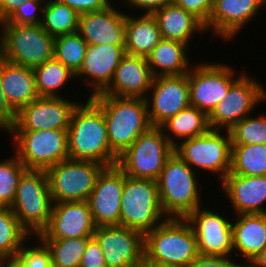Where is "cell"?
Returning a JSON list of instances; mask_svg holds the SVG:
<instances>
[{"instance_id": "cell-1", "label": "cell", "mask_w": 266, "mask_h": 267, "mask_svg": "<svg viewBox=\"0 0 266 267\" xmlns=\"http://www.w3.org/2000/svg\"><path fill=\"white\" fill-rule=\"evenodd\" d=\"M74 108L67 129L70 159L114 166L118 156L111 150L102 109L91 99Z\"/></svg>"}, {"instance_id": "cell-2", "label": "cell", "mask_w": 266, "mask_h": 267, "mask_svg": "<svg viewBox=\"0 0 266 267\" xmlns=\"http://www.w3.org/2000/svg\"><path fill=\"white\" fill-rule=\"evenodd\" d=\"M91 99L102 109L111 150L119 157L152 125L145 98L98 94Z\"/></svg>"}, {"instance_id": "cell-3", "label": "cell", "mask_w": 266, "mask_h": 267, "mask_svg": "<svg viewBox=\"0 0 266 267\" xmlns=\"http://www.w3.org/2000/svg\"><path fill=\"white\" fill-rule=\"evenodd\" d=\"M198 173L175 152L167 158L156 182L160 204L168 218H185L202 206Z\"/></svg>"}, {"instance_id": "cell-4", "label": "cell", "mask_w": 266, "mask_h": 267, "mask_svg": "<svg viewBox=\"0 0 266 267\" xmlns=\"http://www.w3.org/2000/svg\"><path fill=\"white\" fill-rule=\"evenodd\" d=\"M199 255L194 231L185 218H168L144 235L148 260L187 267Z\"/></svg>"}, {"instance_id": "cell-5", "label": "cell", "mask_w": 266, "mask_h": 267, "mask_svg": "<svg viewBox=\"0 0 266 267\" xmlns=\"http://www.w3.org/2000/svg\"><path fill=\"white\" fill-rule=\"evenodd\" d=\"M53 203L47 172L27 169L19 179L10 208L21 226L36 237L47 227Z\"/></svg>"}, {"instance_id": "cell-6", "label": "cell", "mask_w": 266, "mask_h": 267, "mask_svg": "<svg viewBox=\"0 0 266 267\" xmlns=\"http://www.w3.org/2000/svg\"><path fill=\"white\" fill-rule=\"evenodd\" d=\"M0 57L34 68L54 58V37L41 24L0 23Z\"/></svg>"}, {"instance_id": "cell-7", "label": "cell", "mask_w": 266, "mask_h": 267, "mask_svg": "<svg viewBox=\"0 0 266 267\" xmlns=\"http://www.w3.org/2000/svg\"><path fill=\"white\" fill-rule=\"evenodd\" d=\"M167 219L160 204L157 182L125 175L119 225L145 235Z\"/></svg>"}, {"instance_id": "cell-8", "label": "cell", "mask_w": 266, "mask_h": 267, "mask_svg": "<svg viewBox=\"0 0 266 267\" xmlns=\"http://www.w3.org/2000/svg\"><path fill=\"white\" fill-rule=\"evenodd\" d=\"M174 152L194 171L217 174L222 181L231 170L232 143L229 130L210 129L205 134L181 141Z\"/></svg>"}, {"instance_id": "cell-9", "label": "cell", "mask_w": 266, "mask_h": 267, "mask_svg": "<svg viewBox=\"0 0 266 267\" xmlns=\"http://www.w3.org/2000/svg\"><path fill=\"white\" fill-rule=\"evenodd\" d=\"M173 152L162 128L151 126L118 157L116 165L129 177L156 181Z\"/></svg>"}, {"instance_id": "cell-10", "label": "cell", "mask_w": 266, "mask_h": 267, "mask_svg": "<svg viewBox=\"0 0 266 267\" xmlns=\"http://www.w3.org/2000/svg\"><path fill=\"white\" fill-rule=\"evenodd\" d=\"M14 153L28 170L47 171L69 158L67 130L7 131Z\"/></svg>"}, {"instance_id": "cell-11", "label": "cell", "mask_w": 266, "mask_h": 267, "mask_svg": "<svg viewBox=\"0 0 266 267\" xmlns=\"http://www.w3.org/2000/svg\"><path fill=\"white\" fill-rule=\"evenodd\" d=\"M105 167L93 161L68 158L49 168L46 172L53 202L87 201Z\"/></svg>"}, {"instance_id": "cell-12", "label": "cell", "mask_w": 266, "mask_h": 267, "mask_svg": "<svg viewBox=\"0 0 266 267\" xmlns=\"http://www.w3.org/2000/svg\"><path fill=\"white\" fill-rule=\"evenodd\" d=\"M226 96L208 115L211 129L230 130L236 123L253 114L254 108L266 101V90L250 74L239 73ZM224 127V128H223Z\"/></svg>"}, {"instance_id": "cell-13", "label": "cell", "mask_w": 266, "mask_h": 267, "mask_svg": "<svg viewBox=\"0 0 266 267\" xmlns=\"http://www.w3.org/2000/svg\"><path fill=\"white\" fill-rule=\"evenodd\" d=\"M226 63L202 62L192 65L188 72L189 102L209 115L239 78ZM236 76V78H235Z\"/></svg>"}, {"instance_id": "cell-14", "label": "cell", "mask_w": 266, "mask_h": 267, "mask_svg": "<svg viewBox=\"0 0 266 267\" xmlns=\"http://www.w3.org/2000/svg\"><path fill=\"white\" fill-rule=\"evenodd\" d=\"M78 103L64 97H38L16 112L8 131L67 130Z\"/></svg>"}, {"instance_id": "cell-15", "label": "cell", "mask_w": 266, "mask_h": 267, "mask_svg": "<svg viewBox=\"0 0 266 267\" xmlns=\"http://www.w3.org/2000/svg\"><path fill=\"white\" fill-rule=\"evenodd\" d=\"M206 208L202 205L185 217L196 236L198 252L203 255L232 256V221L220 212Z\"/></svg>"}, {"instance_id": "cell-16", "label": "cell", "mask_w": 266, "mask_h": 267, "mask_svg": "<svg viewBox=\"0 0 266 267\" xmlns=\"http://www.w3.org/2000/svg\"><path fill=\"white\" fill-rule=\"evenodd\" d=\"M145 100L151 125L160 127L190 105L188 73L154 77Z\"/></svg>"}, {"instance_id": "cell-17", "label": "cell", "mask_w": 266, "mask_h": 267, "mask_svg": "<svg viewBox=\"0 0 266 267\" xmlns=\"http://www.w3.org/2000/svg\"><path fill=\"white\" fill-rule=\"evenodd\" d=\"M93 237L99 243L107 267H135L144 257V235L121 225L98 226Z\"/></svg>"}, {"instance_id": "cell-18", "label": "cell", "mask_w": 266, "mask_h": 267, "mask_svg": "<svg viewBox=\"0 0 266 267\" xmlns=\"http://www.w3.org/2000/svg\"><path fill=\"white\" fill-rule=\"evenodd\" d=\"M125 173L117 166L105 167L98 175L87 202L96 227L119 225Z\"/></svg>"}, {"instance_id": "cell-19", "label": "cell", "mask_w": 266, "mask_h": 267, "mask_svg": "<svg viewBox=\"0 0 266 267\" xmlns=\"http://www.w3.org/2000/svg\"><path fill=\"white\" fill-rule=\"evenodd\" d=\"M125 44L87 45L81 67L75 73V79L82 78L90 86V95L103 93L113 80L116 68L125 55Z\"/></svg>"}, {"instance_id": "cell-20", "label": "cell", "mask_w": 266, "mask_h": 267, "mask_svg": "<svg viewBox=\"0 0 266 267\" xmlns=\"http://www.w3.org/2000/svg\"><path fill=\"white\" fill-rule=\"evenodd\" d=\"M95 224L87 201L53 203L47 227L36 239H67L93 236Z\"/></svg>"}, {"instance_id": "cell-21", "label": "cell", "mask_w": 266, "mask_h": 267, "mask_svg": "<svg viewBox=\"0 0 266 267\" xmlns=\"http://www.w3.org/2000/svg\"><path fill=\"white\" fill-rule=\"evenodd\" d=\"M262 7V0H219L213 5L205 30H213V36L221 40L232 41Z\"/></svg>"}, {"instance_id": "cell-22", "label": "cell", "mask_w": 266, "mask_h": 267, "mask_svg": "<svg viewBox=\"0 0 266 267\" xmlns=\"http://www.w3.org/2000/svg\"><path fill=\"white\" fill-rule=\"evenodd\" d=\"M115 7L79 14L77 33L87 44H125V12Z\"/></svg>"}, {"instance_id": "cell-23", "label": "cell", "mask_w": 266, "mask_h": 267, "mask_svg": "<svg viewBox=\"0 0 266 267\" xmlns=\"http://www.w3.org/2000/svg\"><path fill=\"white\" fill-rule=\"evenodd\" d=\"M220 183L236 215L266 214V175L245 176L229 172Z\"/></svg>"}, {"instance_id": "cell-24", "label": "cell", "mask_w": 266, "mask_h": 267, "mask_svg": "<svg viewBox=\"0 0 266 267\" xmlns=\"http://www.w3.org/2000/svg\"><path fill=\"white\" fill-rule=\"evenodd\" d=\"M146 57L125 54L103 95L145 98L153 81Z\"/></svg>"}, {"instance_id": "cell-25", "label": "cell", "mask_w": 266, "mask_h": 267, "mask_svg": "<svg viewBox=\"0 0 266 267\" xmlns=\"http://www.w3.org/2000/svg\"><path fill=\"white\" fill-rule=\"evenodd\" d=\"M234 218L233 256L244 258L243 266H247L266 247V214H239Z\"/></svg>"}, {"instance_id": "cell-26", "label": "cell", "mask_w": 266, "mask_h": 267, "mask_svg": "<svg viewBox=\"0 0 266 267\" xmlns=\"http://www.w3.org/2000/svg\"><path fill=\"white\" fill-rule=\"evenodd\" d=\"M0 83L8 104L17 112L39 97L33 68L0 57Z\"/></svg>"}, {"instance_id": "cell-27", "label": "cell", "mask_w": 266, "mask_h": 267, "mask_svg": "<svg viewBox=\"0 0 266 267\" xmlns=\"http://www.w3.org/2000/svg\"><path fill=\"white\" fill-rule=\"evenodd\" d=\"M128 13H125V54L147 57L162 39L156 18Z\"/></svg>"}, {"instance_id": "cell-28", "label": "cell", "mask_w": 266, "mask_h": 267, "mask_svg": "<svg viewBox=\"0 0 266 267\" xmlns=\"http://www.w3.org/2000/svg\"><path fill=\"white\" fill-rule=\"evenodd\" d=\"M153 16L158 23L163 39L177 40L190 44L195 33H205L204 24L193 14L174 3L156 11Z\"/></svg>"}, {"instance_id": "cell-29", "label": "cell", "mask_w": 266, "mask_h": 267, "mask_svg": "<svg viewBox=\"0 0 266 267\" xmlns=\"http://www.w3.org/2000/svg\"><path fill=\"white\" fill-rule=\"evenodd\" d=\"M188 45L170 39H161L146 57L153 77L186 74L192 68Z\"/></svg>"}, {"instance_id": "cell-30", "label": "cell", "mask_w": 266, "mask_h": 267, "mask_svg": "<svg viewBox=\"0 0 266 267\" xmlns=\"http://www.w3.org/2000/svg\"><path fill=\"white\" fill-rule=\"evenodd\" d=\"M160 127L173 147L183 140L205 134L211 129L208 115L191 105L169 118Z\"/></svg>"}, {"instance_id": "cell-31", "label": "cell", "mask_w": 266, "mask_h": 267, "mask_svg": "<svg viewBox=\"0 0 266 267\" xmlns=\"http://www.w3.org/2000/svg\"><path fill=\"white\" fill-rule=\"evenodd\" d=\"M35 74L36 90L39 97H63V89L71 80L75 81V73L63 63L52 58L33 68Z\"/></svg>"}, {"instance_id": "cell-32", "label": "cell", "mask_w": 266, "mask_h": 267, "mask_svg": "<svg viewBox=\"0 0 266 267\" xmlns=\"http://www.w3.org/2000/svg\"><path fill=\"white\" fill-rule=\"evenodd\" d=\"M78 18L79 13L68 5L58 0H46L41 25L49 35L55 38L77 32Z\"/></svg>"}, {"instance_id": "cell-33", "label": "cell", "mask_w": 266, "mask_h": 267, "mask_svg": "<svg viewBox=\"0 0 266 267\" xmlns=\"http://www.w3.org/2000/svg\"><path fill=\"white\" fill-rule=\"evenodd\" d=\"M31 235L21 226L11 208L0 207V259L16 258Z\"/></svg>"}, {"instance_id": "cell-34", "label": "cell", "mask_w": 266, "mask_h": 267, "mask_svg": "<svg viewBox=\"0 0 266 267\" xmlns=\"http://www.w3.org/2000/svg\"><path fill=\"white\" fill-rule=\"evenodd\" d=\"M92 237L38 240L49 250L52 267H80L83 253Z\"/></svg>"}, {"instance_id": "cell-35", "label": "cell", "mask_w": 266, "mask_h": 267, "mask_svg": "<svg viewBox=\"0 0 266 267\" xmlns=\"http://www.w3.org/2000/svg\"><path fill=\"white\" fill-rule=\"evenodd\" d=\"M230 172L245 176L266 175V144L232 145Z\"/></svg>"}, {"instance_id": "cell-36", "label": "cell", "mask_w": 266, "mask_h": 267, "mask_svg": "<svg viewBox=\"0 0 266 267\" xmlns=\"http://www.w3.org/2000/svg\"><path fill=\"white\" fill-rule=\"evenodd\" d=\"M87 45L77 32L57 36L54 38V58L76 73L82 65Z\"/></svg>"}, {"instance_id": "cell-37", "label": "cell", "mask_w": 266, "mask_h": 267, "mask_svg": "<svg viewBox=\"0 0 266 267\" xmlns=\"http://www.w3.org/2000/svg\"><path fill=\"white\" fill-rule=\"evenodd\" d=\"M266 114V113H265ZM249 115L236 123L230 130L232 145L266 144V115Z\"/></svg>"}, {"instance_id": "cell-38", "label": "cell", "mask_w": 266, "mask_h": 267, "mask_svg": "<svg viewBox=\"0 0 266 267\" xmlns=\"http://www.w3.org/2000/svg\"><path fill=\"white\" fill-rule=\"evenodd\" d=\"M26 170L15 153L8 159L0 160V207H11L19 179Z\"/></svg>"}, {"instance_id": "cell-39", "label": "cell", "mask_w": 266, "mask_h": 267, "mask_svg": "<svg viewBox=\"0 0 266 267\" xmlns=\"http://www.w3.org/2000/svg\"><path fill=\"white\" fill-rule=\"evenodd\" d=\"M45 3L46 0H26L4 22L0 23L41 24Z\"/></svg>"}, {"instance_id": "cell-40", "label": "cell", "mask_w": 266, "mask_h": 267, "mask_svg": "<svg viewBox=\"0 0 266 267\" xmlns=\"http://www.w3.org/2000/svg\"><path fill=\"white\" fill-rule=\"evenodd\" d=\"M36 242L39 244L31 246L26 242L18 251L16 258L23 267H52L49 250L40 240L37 239Z\"/></svg>"}, {"instance_id": "cell-41", "label": "cell", "mask_w": 266, "mask_h": 267, "mask_svg": "<svg viewBox=\"0 0 266 267\" xmlns=\"http://www.w3.org/2000/svg\"><path fill=\"white\" fill-rule=\"evenodd\" d=\"M172 3L193 14L204 25L208 22L213 10L210 0H172Z\"/></svg>"}, {"instance_id": "cell-42", "label": "cell", "mask_w": 266, "mask_h": 267, "mask_svg": "<svg viewBox=\"0 0 266 267\" xmlns=\"http://www.w3.org/2000/svg\"><path fill=\"white\" fill-rule=\"evenodd\" d=\"M233 256L200 254L187 267H243L241 261L235 262Z\"/></svg>"}, {"instance_id": "cell-43", "label": "cell", "mask_w": 266, "mask_h": 267, "mask_svg": "<svg viewBox=\"0 0 266 267\" xmlns=\"http://www.w3.org/2000/svg\"><path fill=\"white\" fill-rule=\"evenodd\" d=\"M80 267H107L103 251L94 237L87 243Z\"/></svg>"}, {"instance_id": "cell-44", "label": "cell", "mask_w": 266, "mask_h": 267, "mask_svg": "<svg viewBox=\"0 0 266 267\" xmlns=\"http://www.w3.org/2000/svg\"><path fill=\"white\" fill-rule=\"evenodd\" d=\"M59 2L73 8L77 13L102 11L110 6L113 1L110 0H58Z\"/></svg>"}, {"instance_id": "cell-45", "label": "cell", "mask_w": 266, "mask_h": 267, "mask_svg": "<svg viewBox=\"0 0 266 267\" xmlns=\"http://www.w3.org/2000/svg\"><path fill=\"white\" fill-rule=\"evenodd\" d=\"M171 3L172 0H122V4L129 6L131 10L136 8L137 13L141 11L140 13L149 15Z\"/></svg>"}, {"instance_id": "cell-46", "label": "cell", "mask_w": 266, "mask_h": 267, "mask_svg": "<svg viewBox=\"0 0 266 267\" xmlns=\"http://www.w3.org/2000/svg\"><path fill=\"white\" fill-rule=\"evenodd\" d=\"M16 111L8 104L0 83V129L7 132L15 121Z\"/></svg>"}, {"instance_id": "cell-47", "label": "cell", "mask_w": 266, "mask_h": 267, "mask_svg": "<svg viewBox=\"0 0 266 267\" xmlns=\"http://www.w3.org/2000/svg\"><path fill=\"white\" fill-rule=\"evenodd\" d=\"M26 0H0V22H4Z\"/></svg>"}, {"instance_id": "cell-48", "label": "cell", "mask_w": 266, "mask_h": 267, "mask_svg": "<svg viewBox=\"0 0 266 267\" xmlns=\"http://www.w3.org/2000/svg\"><path fill=\"white\" fill-rule=\"evenodd\" d=\"M247 267H266V247L247 265Z\"/></svg>"}, {"instance_id": "cell-49", "label": "cell", "mask_w": 266, "mask_h": 267, "mask_svg": "<svg viewBox=\"0 0 266 267\" xmlns=\"http://www.w3.org/2000/svg\"><path fill=\"white\" fill-rule=\"evenodd\" d=\"M0 267H23L17 258L0 259Z\"/></svg>"}, {"instance_id": "cell-50", "label": "cell", "mask_w": 266, "mask_h": 267, "mask_svg": "<svg viewBox=\"0 0 266 267\" xmlns=\"http://www.w3.org/2000/svg\"><path fill=\"white\" fill-rule=\"evenodd\" d=\"M141 265L143 267H176V266H173V265L160 264V263L148 260L145 257H143Z\"/></svg>"}, {"instance_id": "cell-51", "label": "cell", "mask_w": 266, "mask_h": 267, "mask_svg": "<svg viewBox=\"0 0 266 267\" xmlns=\"http://www.w3.org/2000/svg\"><path fill=\"white\" fill-rule=\"evenodd\" d=\"M212 5H214L216 2H218L219 0H210Z\"/></svg>"}, {"instance_id": "cell-52", "label": "cell", "mask_w": 266, "mask_h": 267, "mask_svg": "<svg viewBox=\"0 0 266 267\" xmlns=\"http://www.w3.org/2000/svg\"><path fill=\"white\" fill-rule=\"evenodd\" d=\"M262 5L266 8V0H262Z\"/></svg>"}]
</instances>
